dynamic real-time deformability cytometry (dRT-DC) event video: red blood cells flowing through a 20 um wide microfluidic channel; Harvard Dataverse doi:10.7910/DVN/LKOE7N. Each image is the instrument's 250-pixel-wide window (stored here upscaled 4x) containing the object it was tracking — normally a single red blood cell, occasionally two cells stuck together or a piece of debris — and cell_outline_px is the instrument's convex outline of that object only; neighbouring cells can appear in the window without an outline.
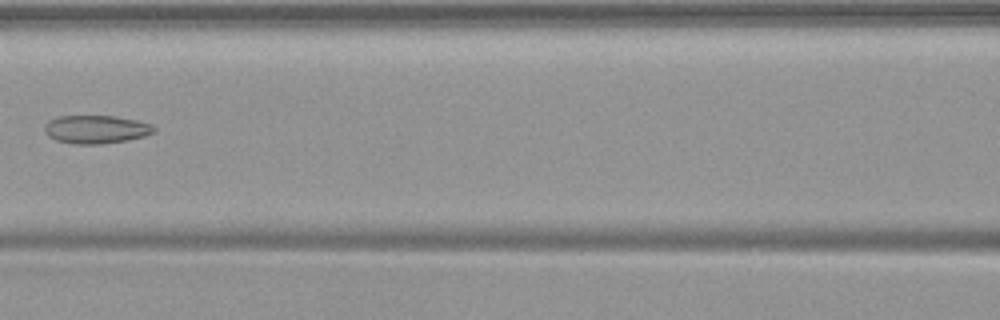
{"species": "common noctule bat (a hibernating species)", "species_latin": "Nyctalus noctula", "temperature_condition": "warm", "stored_images_in_passage": 7, "camera_frame_rate_fps": 3000, "um_per_image_px": 0.085, "animal": {"sex": "female", "body_mass_g": 19.9}, "frame": {"image": 1, "passage_image": 7, "time_ms": 7.333, "image_size_px": [1000, 320], "cell_outline_px": [[156, 132], [144, 136], [128, 140], [100, 144], [72, 144], [56, 140], [48, 136], [44, 132], [44, 124], [48, 120], [56, 116], [116, 116], [136, 120], [152, 124], [156, 128]], "centroid_in_image_um": [8.15, 10.99], "position_along_channel_um": 158.5, "area_um2": 18.26}}